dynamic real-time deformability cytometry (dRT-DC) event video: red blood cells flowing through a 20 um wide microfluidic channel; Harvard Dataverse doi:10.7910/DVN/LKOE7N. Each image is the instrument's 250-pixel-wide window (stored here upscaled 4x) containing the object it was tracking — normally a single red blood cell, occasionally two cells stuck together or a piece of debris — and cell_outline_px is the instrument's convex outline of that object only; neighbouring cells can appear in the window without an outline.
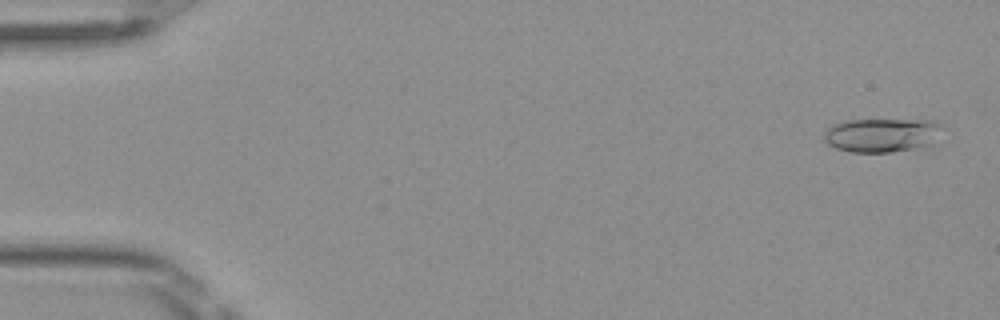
{"species": "Egyptian fruit bat (a non-hibernating species)", "species_latin": "Rousettus aegyptiacus", "temperature_condition": "room temperature", "stored_images_in_passage": 4, "camera_frame_rate_fps": 3000, "um_per_image_px": 0.085, "frame": {"image": 1, "passage_image": 1, "time_ms": 0.0, "image_size_px": [1000, 320], "cell_outline_px": [[940, 124], [936, 144], [916, 148], [892, 152], [852, 152], [836, 148], [828, 144], [824, 140], [824, 132], [828, 128], [844, 120], [928, 120]], "centroid_in_image_um": [74.95, 11.49], "position_along_channel_um": 10.0, "area_um2": 23.29}}
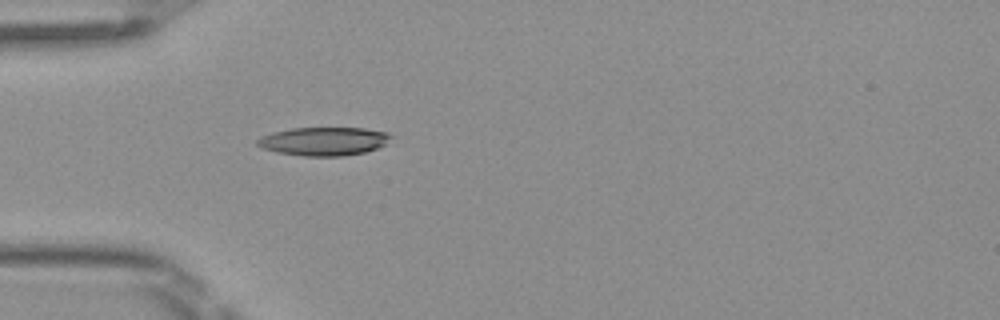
{"frame": {"image": 2, "passage_image": 4, "time_ms": 1.0, "image_size_px": [1000, 320], "cell_outline_px": [[392, 136], [384, 144], [376, 148], [364, 152], [344, 156], [304, 156], [276, 152], [264, 148], [256, 144], [256, 140], [260, 136], [272, 132], [292, 128], [364, 128], [388, 132]], "centroid_in_image_um": [27.49, 12.0], "position_along_channel_um": 57.5, "area_um2": 22.08}}